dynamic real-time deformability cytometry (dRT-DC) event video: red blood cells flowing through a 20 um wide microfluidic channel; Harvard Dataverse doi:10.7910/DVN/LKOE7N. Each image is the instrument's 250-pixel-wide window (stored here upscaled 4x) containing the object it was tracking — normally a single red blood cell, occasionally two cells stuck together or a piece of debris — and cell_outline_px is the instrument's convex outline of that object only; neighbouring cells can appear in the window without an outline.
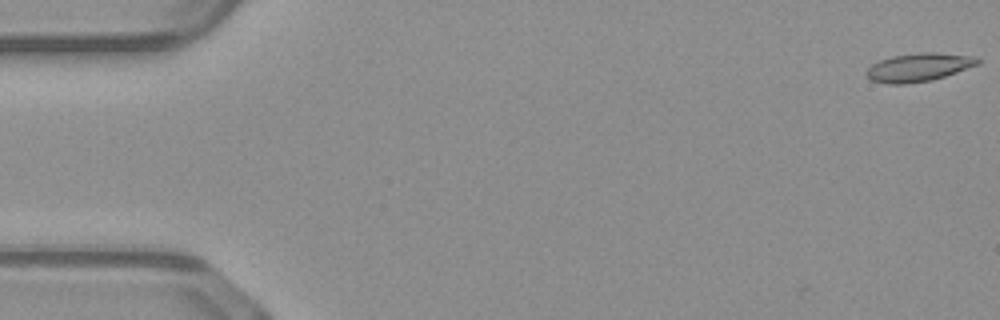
{"species": "common noctule bat (a hibernating species)", "species_latin": "Nyctalus noctula", "temperature_condition": "warm", "stored_images_in_passage": 2, "camera_frame_rate_fps": 3000, "um_per_image_px": 0.085, "animal": {"sex": "male", "body_mass_g": 23.1, "forearm_length_mm": 52.7}, "frame": {"image": 1, "passage_image": 2, "time_ms": 0.333, "image_size_px": [1000, 320], "cell_outline_px": [[980, 64], [932, 80], [904, 84], [888, 84], [872, 80], [868, 76], [868, 68], [872, 64], [880, 60], [892, 56], [920, 52], [936, 52], [972, 56], [980, 60]], "centroid_in_image_um": [78.11, 5.71], "position_along_channel_um": 6.9, "area_um2": 18.15}}